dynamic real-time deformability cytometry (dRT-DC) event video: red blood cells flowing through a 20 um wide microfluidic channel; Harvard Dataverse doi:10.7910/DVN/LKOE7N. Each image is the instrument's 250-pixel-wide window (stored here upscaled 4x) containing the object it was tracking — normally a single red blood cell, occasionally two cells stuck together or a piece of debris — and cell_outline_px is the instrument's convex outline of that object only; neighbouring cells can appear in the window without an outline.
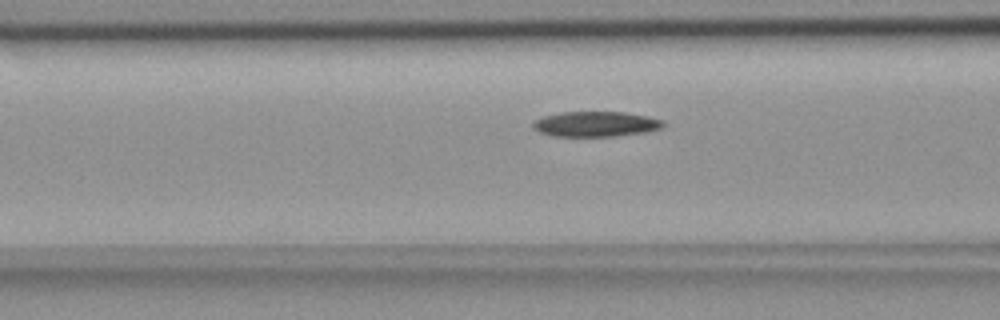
{"species": "common noctule bat (a hibernating species)", "species_latin": "Nyctalus noctula", "temperature_condition": "room temperature", "stored_images_in_passage": 53, "camera_frame_rate_fps": 3000, "um_per_image_px": 0.085, "animal": {"sex": "female", "body_mass_g": 18.4}, "frame": {"image": 1, "passage_image": 19, "time_ms": 6.0, "image_size_px": [1000, 320], "cell_outline_px": [[664, 124], [660, 128], [648, 132], [616, 136], [552, 136], [540, 132], [532, 128], [532, 120], [544, 116], [560, 112], [624, 112], [648, 116], [664, 120]], "centroid_in_image_um": [50.62, 10.54], "position_along_channel_um": 116.0, "area_um2": 19.31}}
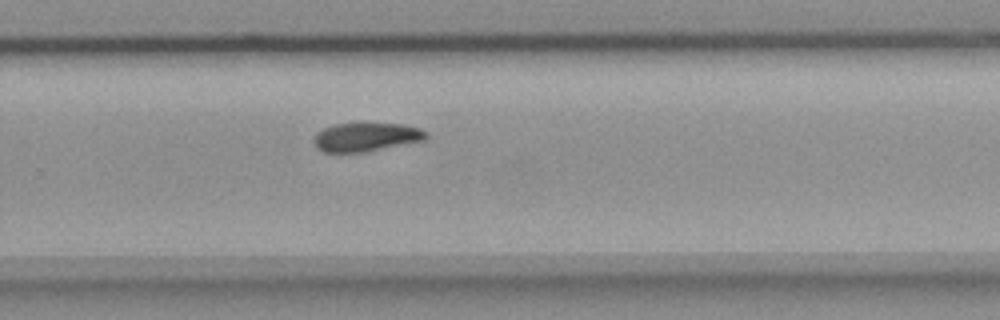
{"frame": {"image": 2, "passage_image": 34, "time_ms": 11.0, "image_size_px": [1000, 320], "cell_outline_px": [[428, 136], [424, 140], [364, 152], [324, 152], [316, 148], [316, 132], [324, 128], [336, 124], [400, 124], [420, 128], [428, 132]], "centroid_in_image_um": [31.14, 11.65], "position_along_channel_um": 298.7, "area_um2": 18.38}}
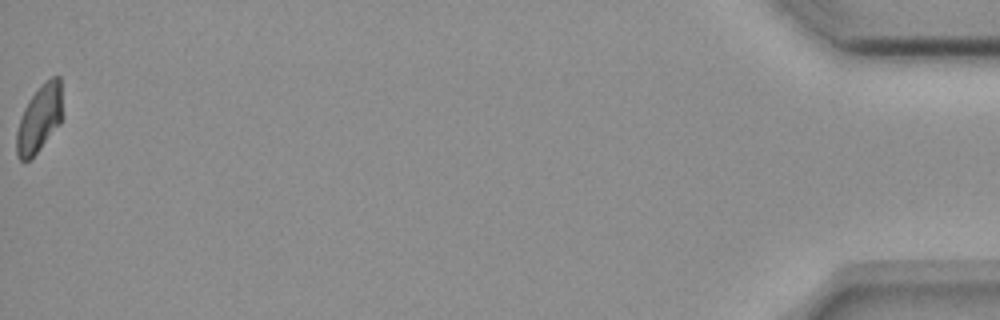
{"frame": {"image": 3, "passage_image": 53, "time_ms": 17.333, "image_size_px": [1000, 320], "cell_outline_px": [[64, 116], [60, 124], [36, 152], [28, 160], [20, 160], [16, 156], [16, 132], [20, 116], [28, 100], [52, 76], [60, 76]], "centroid_in_image_um": [3.37, 10.08], "position_along_channel_um": 431.8, "area_um2": 17.98}}